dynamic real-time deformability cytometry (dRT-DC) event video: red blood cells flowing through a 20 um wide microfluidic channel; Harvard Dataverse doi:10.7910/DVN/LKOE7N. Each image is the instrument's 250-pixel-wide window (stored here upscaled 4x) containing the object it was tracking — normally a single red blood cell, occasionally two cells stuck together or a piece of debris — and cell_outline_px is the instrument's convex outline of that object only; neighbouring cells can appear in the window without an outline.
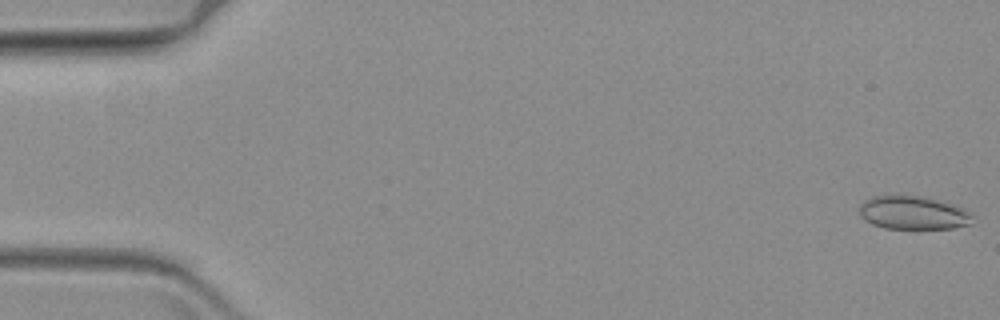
{"species": "common noctule bat (a hibernating species)", "species_latin": "Nyctalus noctula", "temperature_condition": "warm", "stored_images_in_passage": 61, "camera_frame_rate_fps": 3000, "um_per_image_px": 0.085, "animal": {"sex": "female", "body_mass_g": 19.3, "forearm_length_mm": 54.1}, "frame": {"image": 1, "passage_image": 1, "time_ms": 0.0, "image_size_px": [1000, 320], "cell_outline_px": [[976, 216], [972, 224], [952, 228], [884, 228], [872, 224], [864, 220], [860, 216], [860, 204], [864, 200], [876, 196], [924, 196], [964, 208]], "centroid_in_image_um": [77.66, 18.09], "position_along_channel_um": 7.3, "area_um2": 22.02}}
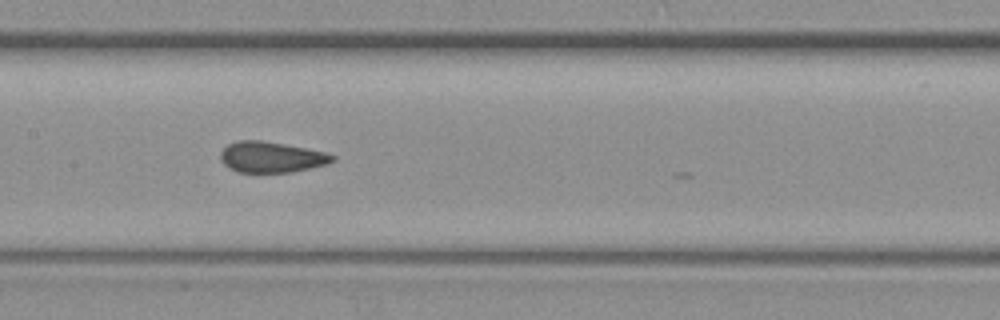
{"frame": {"image": 2, "passage_image": 31, "time_ms": 10.0, "image_size_px": [1000, 320], "cell_outline_px": [[336, 160], [328, 164], [292, 172], [240, 172], [228, 168], [220, 160], [220, 152], [228, 144], [236, 140], [260, 140], [284, 144], [324, 152], [336, 156]], "centroid_in_image_um": [23.05, 13.35], "position_along_channel_um": 184.4, "area_um2": 20.11}}
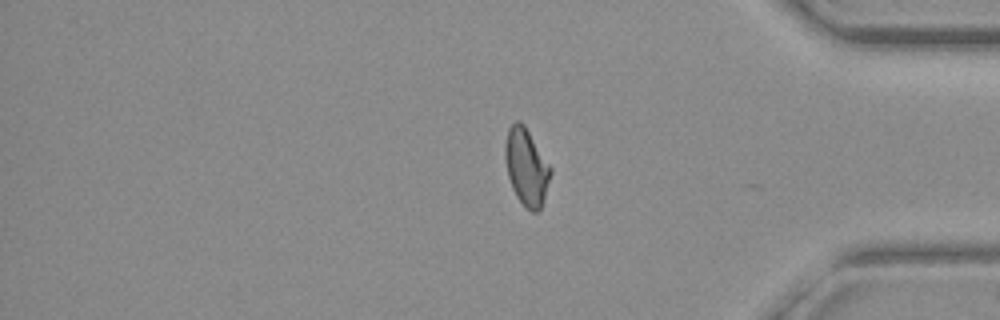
{"frame": {"image": 3, "passage_image": 52, "time_ms": 17.0, "image_size_px": [1000, 320], "cell_outline_px": [[552, 172], [544, 200], [540, 208], [536, 212], [532, 212], [516, 196], [512, 188], [508, 176], [504, 156], [504, 148], [508, 128], [516, 120], [520, 120], [524, 124], [552, 168]], "centroid_in_image_um": [44.74, 14.17], "position_along_channel_um": 390.5, "area_um2": 20.35}}